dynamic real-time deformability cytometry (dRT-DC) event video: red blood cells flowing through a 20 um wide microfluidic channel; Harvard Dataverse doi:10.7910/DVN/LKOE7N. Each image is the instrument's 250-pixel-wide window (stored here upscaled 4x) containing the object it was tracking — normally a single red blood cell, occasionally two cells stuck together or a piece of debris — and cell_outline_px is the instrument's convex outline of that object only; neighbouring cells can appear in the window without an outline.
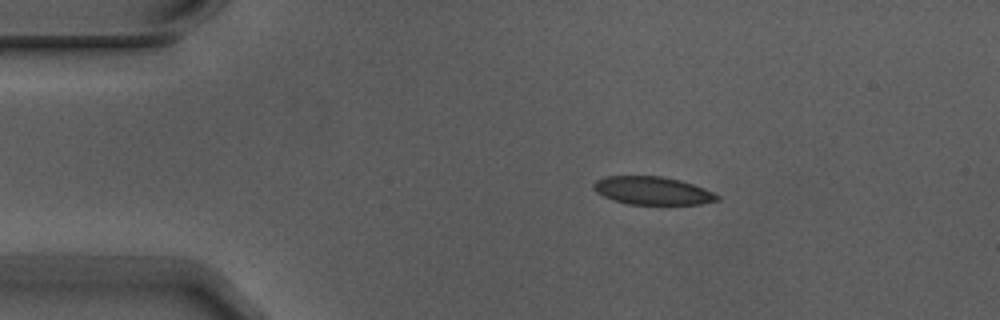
{"species": "Egyptian fruit bat (a non-hibernating species)", "species_latin": "Rousettus aegyptiacus", "temperature_condition": "warm", "stored_images_in_passage": 6, "camera_frame_rate_fps": 3000, "um_per_image_px": 0.085, "animal": {"sex": "male"}, "frame": {"image": 1, "passage_image": 1, "time_ms": 0.0, "image_size_px": [1000, 320], "cell_outline_px": [[720, 200], [700, 204], [628, 204], [604, 196], [596, 192], [592, 188], [592, 184], [596, 180], [604, 176], [664, 176], [680, 180], [704, 188], [720, 196]], "centroid_in_image_um": [55.45, 16.2], "position_along_channel_um": 29.5, "area_um2": 20.17}}
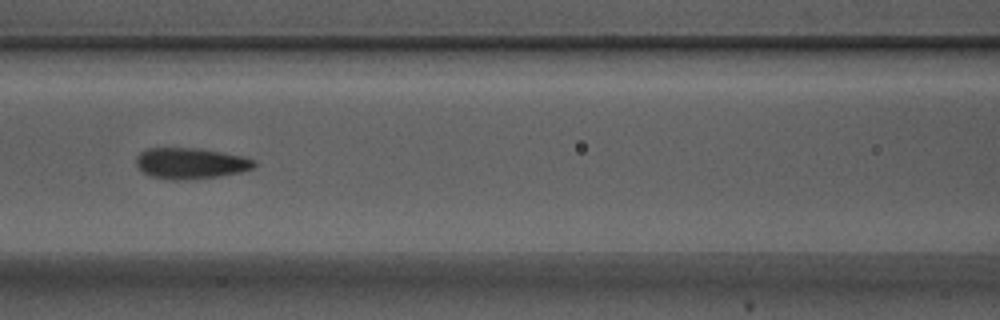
{"frame": {"image": 2, "passage_image": 5, "time_ms": 1.333, "image_size_px": [1000, 320], "cell_outline_px": [[256, 164], [252, 168], [240, 172], [220, 176], [180, 180], [168, 180], [148, 176], [136, 164], [136, 156], [140, 152], [148, 148], [200, 148], [244, 156], [256, 160]], "centroid_in_image_um": [16.2, 13.88], "position_along_channel_um": 150.4, "area_um2": 21.44}}
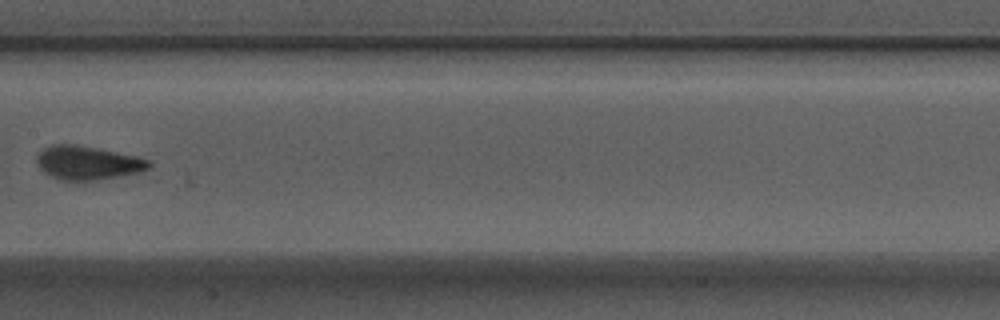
{"frame": {"image": 3, "passage_image": 6, "time_ms": 1.667, "image_size_px": [1000, 320], "cell_outline_px": [[152, 164], [148, 168], [140, 172], [120, 176], [96, 180], [60, 180], [44, 172], [40, 168], [36, 160], [36, 156], [44, 148], [52, 144], [72, 144], [96, 148], [136, 156], [152, 160]], "centroid_in_image_um": [7.46, 13.84], "position_along_channel_um": 199.9, "area_um2": 21.91}}